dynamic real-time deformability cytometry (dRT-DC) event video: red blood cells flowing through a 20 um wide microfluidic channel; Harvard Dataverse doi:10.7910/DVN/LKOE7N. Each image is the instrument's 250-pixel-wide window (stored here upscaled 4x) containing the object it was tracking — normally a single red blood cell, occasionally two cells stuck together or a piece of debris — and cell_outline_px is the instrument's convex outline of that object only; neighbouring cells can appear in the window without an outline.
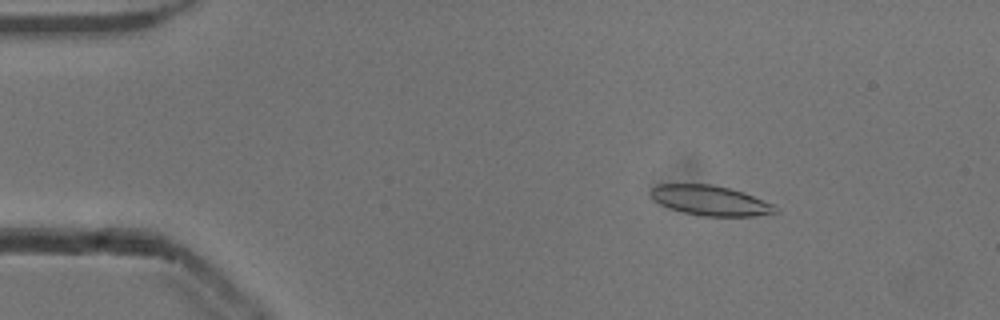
{"species": "common noctule bat (a hibernating species)", "species_latin": "Nyctalus noctula", "temperature_condition": "cold", "stored_images_in_passage": 53, "camera_frame_rate_fps": 3000, "um_per_image_px": 0.085, "animal": {"sex": "male", "body_mass_g": 13.3}, "frame": {"image": 1, "passage_image": 8, "time_ms": 2.333, "image_size_px": [1000, 320], "cell_outline_px": [[780, 212], [756, 216], [700, 216], [668, 208], [652, 200], [648, 192], [652, 188], [660, 184], [712, 184], [744, 192], [776, 204], [780, 208]], "centroid_in_image_um": [60.42, 17.05], "position_along_channel_um": 24.6, "area_um2": 22.2}}
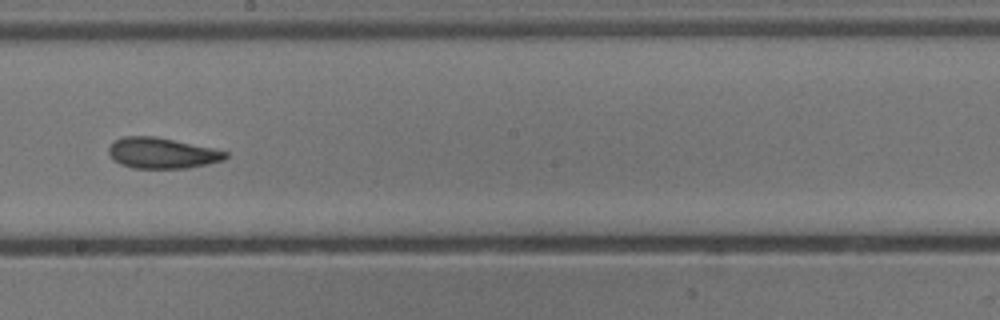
{"frame": {"image": 2, "passage_image": 30, "time_ms": 9.667, "image_size_px": [1000, 320], "cell_outline_px": [[228, 156], [224, 160], [208, 164], [188, 168], [132, 168], [120, 164], [112, 160], [108, 152], [108, 148], [112, 140], [124, 136], [156, 136], [228, 152]], "centroid_in_image_um": [13.71, 13.01], "position_along_channel_um": 234.5, "area_um2": 21.04}}
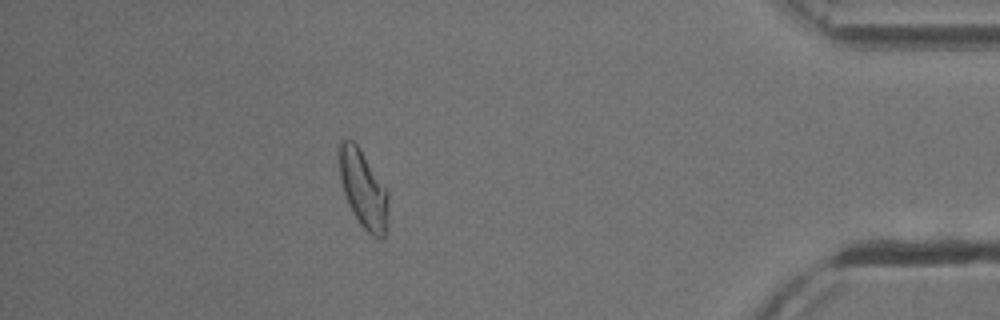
{"frame": {"image": 3, "passage_image": 47, "time_ms": 15.333, "image_size_px": [1000, 320], "cell_outline_px": [[388, 220], [384, 240], [380, 240], [372, 236], [360, 224], [344, 192], [340, 180], [340, 140], [352, 140], [356, 144], [388, 192]], "centroid_in_image_um": [30.92, 16.15], "position_along_channel_um": 404.3, "area_um2": 21.62}, "authors_computed_cell_mechanics": {"area_um2": 21.8484, "velocity_mm_per_s": 3.8526, "shape_relaxation_time_tau1_ms": 6.3021, "shape_relaxation_time_tau2_ms": 3.4164, "deformation_change_tau1": 0.1565, "deformation_change_tau2": 0.0984}}